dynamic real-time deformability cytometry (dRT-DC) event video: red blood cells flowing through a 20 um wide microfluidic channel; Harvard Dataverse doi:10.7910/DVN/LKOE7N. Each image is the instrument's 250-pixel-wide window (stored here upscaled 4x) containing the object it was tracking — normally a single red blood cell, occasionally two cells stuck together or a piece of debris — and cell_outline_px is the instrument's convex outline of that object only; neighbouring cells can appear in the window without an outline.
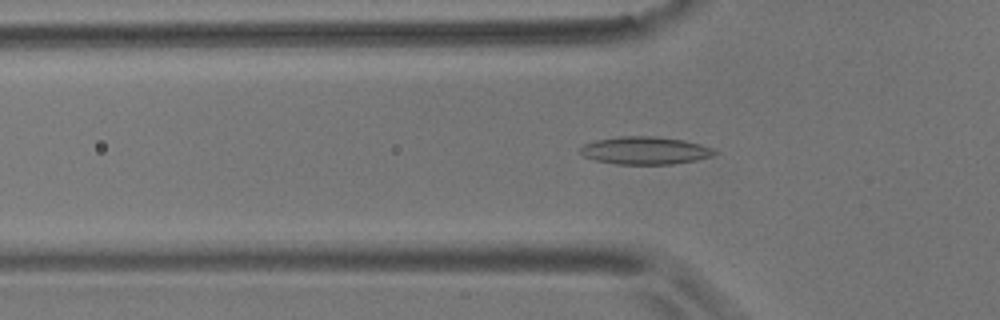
{"species": "common noctule bat (a hibernating species)", "species_latin": "Nyctalus noctula", "temperature_condition": "room temperature", "stored_images_in_passage": 56, "camera_frame_rate_fps": 3000, "um_per_image_px": 0.085, "animal": {"sex": "male", "body_mass_g": 17.9}, "frame": {"image": 1, "passage_image": 18, "time_ms": 5.667, "image_size_px": [1000, 320], "cell_outline_px": [[716, 152], [712, 156], [696, 160], [672, 164], [616, 164], [596, 160], [584, 156], [580, 152], [580, 148], [584, 144], [596, 140], [620, 136], [656, 136], [684, 140], [700, 144], [712, 148]], "centroid_in_image_um": [54.83, 12.79], "position_along_channel_um": 71.0, "area_um2": 21.56}}
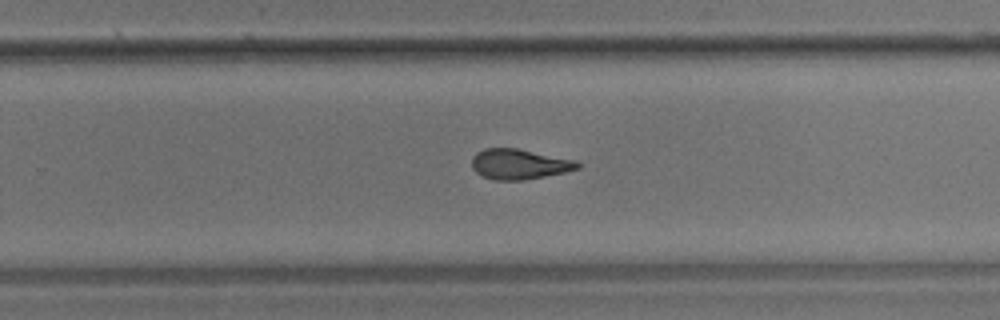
{"frame": {"image": 2, "passage_image": 36, "time_ms": 11.667, "image_size_px": [1000, 320], "cell_outline_px": [[580, 168], [564, 172], [524, 180], [496, 180], [484, 176], [476, 172], [472, 168], [472, 156], [476, 152], [484, 148], [516, 148], [576, 160], [580, 164]], "centroid_in_image_um": [44.12, 13.94], "position_along_channel_um": 285.7, "area_um2": 18.55}}
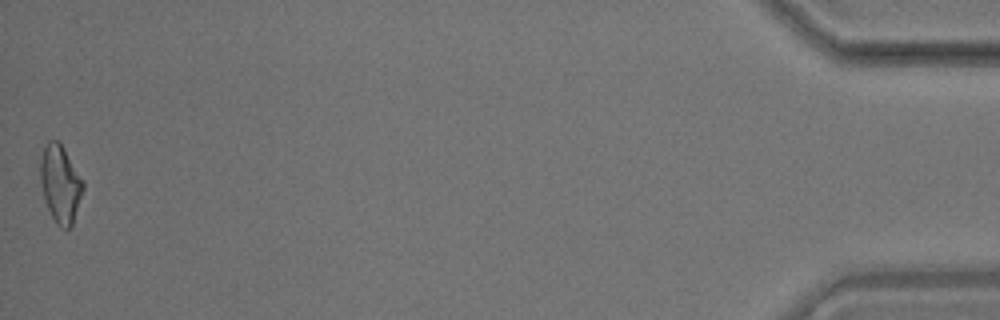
{"frame": {"image": 3, "passage_image": 56, "time_ms": 18.333, "image_size_px": [1000, 320], "cell_outline_px": [[84, 188], [72, 228], [60, 228], [56, 224], [44, 200], [40, 180], [40, 156], [48, 140], [60, 140], [84, 180]], "centroid_in_image_um": [5.14, 15.61], "position_along_channel_um": 430.1, "area_um2": 19.77}, "authors_computed_cell_mechanics": {"area_um2": 19.3919, "velocity_mm_per_s": 3.5696, "shape_relaxation_time_tau1_ms": 6.5336, "shape_relaxation_time_tau2_ms": 2.1397, "deformation_change_tau1": 0.1669, "deformation_change_tau2": 0.1004}}